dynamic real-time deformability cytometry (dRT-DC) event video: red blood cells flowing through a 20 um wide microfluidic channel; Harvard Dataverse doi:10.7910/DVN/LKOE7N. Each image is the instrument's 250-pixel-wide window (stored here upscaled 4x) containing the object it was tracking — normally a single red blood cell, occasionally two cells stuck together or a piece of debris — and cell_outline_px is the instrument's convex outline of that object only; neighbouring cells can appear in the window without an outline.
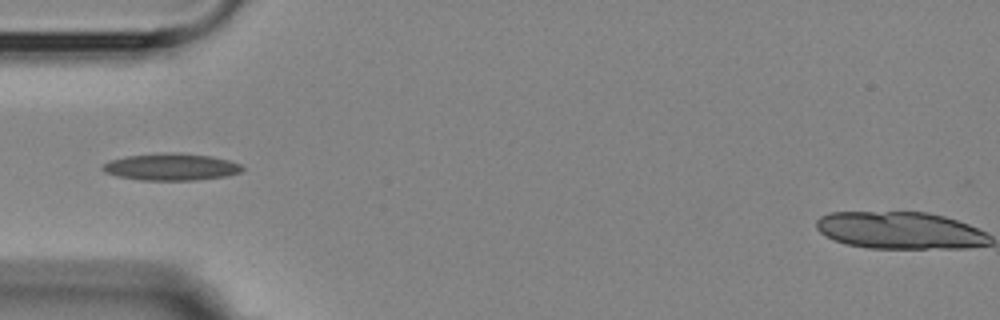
{"species": "Egyptian fruit bat (a non-hibernating species)", "species_latin": "Rousettus aegyptiacus", "temperature_condition": "room temperature", "stored_images_in_passage": 11, "camera_frame_rate_fps": 3000, "um_per_image_px": 0.085, "animal": {"sex": "female"}, "frame": {"image": 1, "passage_image": 5, "time_ms": 6.333, "image_size_px": [1000, 320], "cell_outline_px": [[244, 168], [240, 172], [224, 176], [196, 180], [140, 180], [120, 176], [104, 172], [100, 168], [104, 164], [112, 160], [124, 156], [172, 152], [180, 152], [212, 156], [228, 160], [240, 164]], "centroid_in_image_um": [14.55, 14.18], "position_along_channel_um": 70.4, "area_um2": 21.85}}
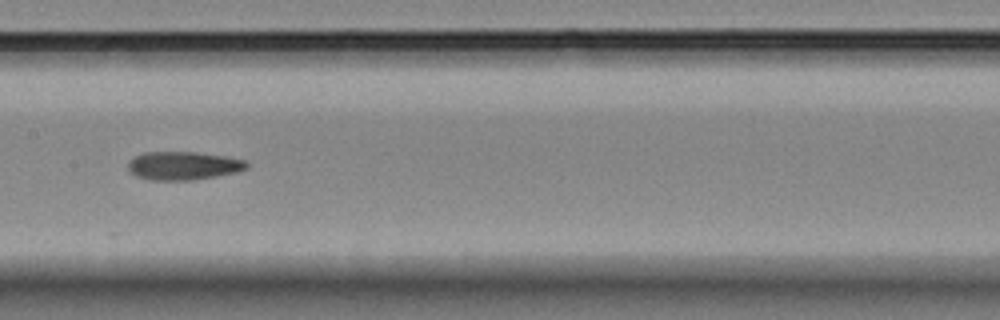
{"frame": {"image": 2, "passage_image": 8, "time_ms": 9.667, "image_size_px": [1000, 320], "cell_outline_px": [[248, 168], [236, 172], [216, 176], [192, 180], [152, 180], [136, 176], [128, 168], [128, 164], [136, 156], [144, 152], [196, 152], [224, 156], [244, 160], [248, 164]], "centroid_in_image_um": [15.6, 14.08], "position_along_channel_um": 191.8, "area_um2": 19.36}}
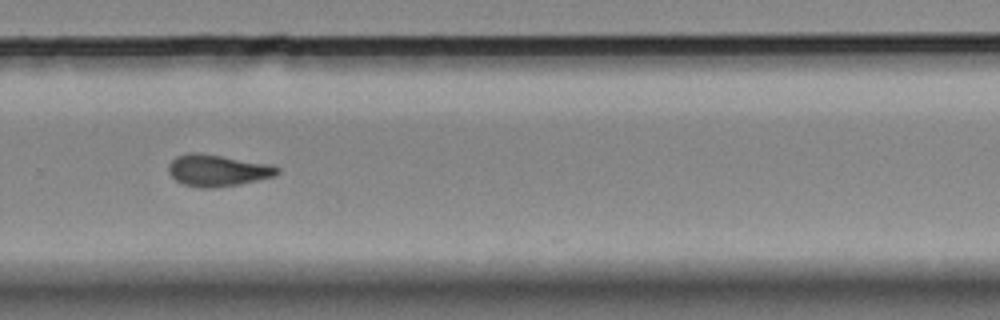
{"frame": {"image": 3, "passage_image": 11, "time_ms": 13.0, "image_size_px": [1000, 320], "cell_outline_px": [[280, 172], [276, 176], [236, 184], [212, 188], [204, 188], [184, 184], [176, 180], [168, 172], [168, 164], [176, 156], [188, 152], [196, 152], [268, 164], [280, 168]], "centroid_in_image_um": [18.46, 14.48], "position_along_channel_um": 311.3, "area_um2": 19.77}}